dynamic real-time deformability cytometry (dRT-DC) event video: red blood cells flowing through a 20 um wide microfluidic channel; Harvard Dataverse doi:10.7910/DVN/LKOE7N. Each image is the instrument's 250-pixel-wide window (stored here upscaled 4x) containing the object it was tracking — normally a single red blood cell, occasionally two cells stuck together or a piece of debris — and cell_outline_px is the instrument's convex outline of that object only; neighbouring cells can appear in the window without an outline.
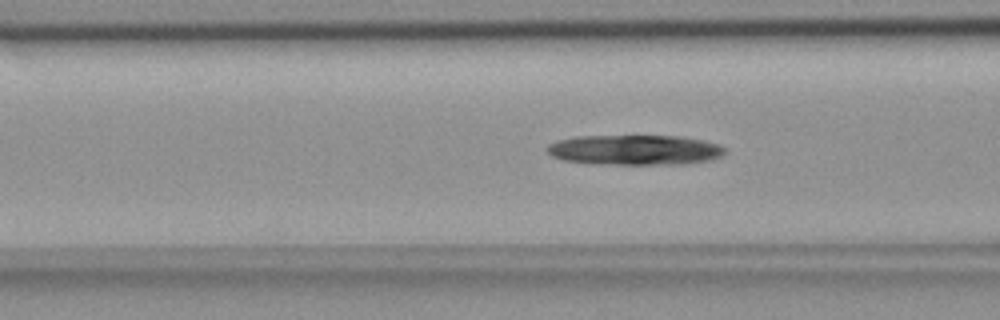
{"species": "common noctule bat (a hibernating species)", "species_latin": "Nyctalus noctula", "temperature_condition": "room temperature", "stored_images_in_passage": 42, "camera_frame_rate_fps": 3000, "um_per_image_px": 0.085, "animal": {"sex": "female", "body_mass_g": 18.4}, "frame": {"image": 1, "passage_image": 19, "time_ms": 6.0, "image_size_px": [1000, 320], "cell_outline_px": [[724, 152], [720, 156], [712, 160], [684, 164], [608, 164], [564, 160], [552, 156], [548, 152], [548, 144], [560, 140], [576, 136], [680, 136], [704, 140], [720, 144], [724, 148]], "centroid_in_image_um": [54.01, 12.74], "position_along_channel_um": 112.6, "area_um2": 31.04}}
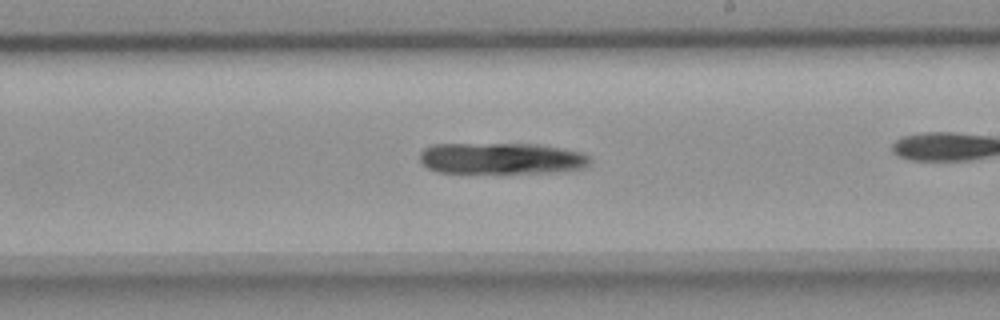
{"frame": {"image": 2, "passage_image": 30, "time_ms": 9.667, "image_size_px": [1000, 320], "cell_outline_px": [[588, 164], [584, 168], [552, 172], [500, 176], [436, 172], [428, 168], [420, 160], [420, 152], [424, 148], [432, 144], [536, 144], [560, 148], [580, 152], [588, 156]], "centroid_in_image_um": [42.55, 13.52], "position_along_channel_um": 246.5, "area_um2": 32.37}}
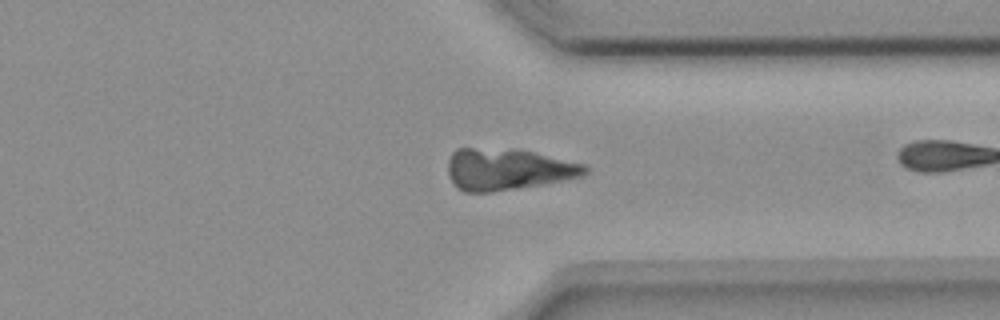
{"frame": {"image": 3, "passage_image": 40, "time_ms": 13.0, "image_size_px": [1000, 320], "cell_outline_px": [[588, 172], [580, 176], [540, 184], [492, 192], [464, 192], [452, 180], [448, 172], [448, 160], [452, 152], [456, 148], [520, 148], [584, 164], [588, 168]], "centroid_in_image_um": [43.14, 14.35], "position_along_channel_um": 368.3, "area_um2": 33.12}}